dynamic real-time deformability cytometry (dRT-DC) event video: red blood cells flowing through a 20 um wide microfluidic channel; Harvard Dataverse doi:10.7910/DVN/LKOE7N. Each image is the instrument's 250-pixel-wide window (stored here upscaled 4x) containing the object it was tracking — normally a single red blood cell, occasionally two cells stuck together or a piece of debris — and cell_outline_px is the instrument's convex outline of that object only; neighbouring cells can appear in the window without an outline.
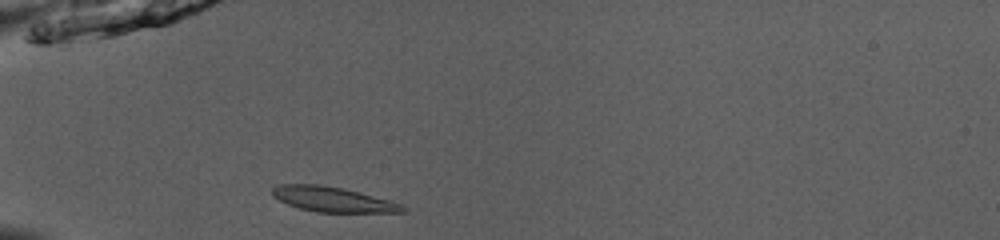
{"species": "common noctule bat (a hibernating species)", "species_latin": "Nyctalus noctula", "temperature_condition": "room temperature", "stored_images_in_passage": 35, "camera_frame_rate_fps": 3000, "um_per_image_px": 0.085, "animal": {"sex": "male", "body_mass_g": 13.0, "forearm_length_mm": 53.1}, "frame": {"image": 1, "passage_image": 1, "time_ms": 0.0, "image_size_px": [1000, 240], "cell_outline_px": [[404, 212], [316, 212], [300, 208], [288, 204], [272, 196], [272, 188], [280, 184], [320, 184], [344, 188], [388, 200], [400, 204], [404, 208]], "centroid_in_image_um": [28.23, 16.93], "position_along_channel_um": 56.8, "area_um2": 18.73}}
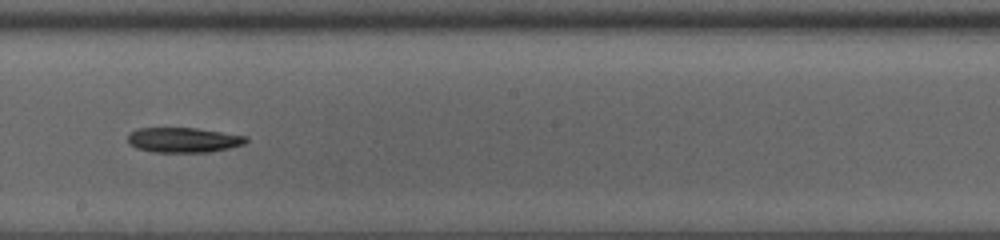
{"frame": {"image": 2, "passage_image": 15, "time_ms": 4.667, "image_size_px": [1000, 240], "cell_outline_px": [[248, 140], [244, 144], [228, 148], [208, 152], [152, 152], [136, 148], [128, 140], [128, 136], [132, 132], [140, 128], [196, 128], [248, 136]], "centroid_in_image_um": [15.63, 11.9], "position_along_channel_um": 232.6, "area_um2": 17.05}}
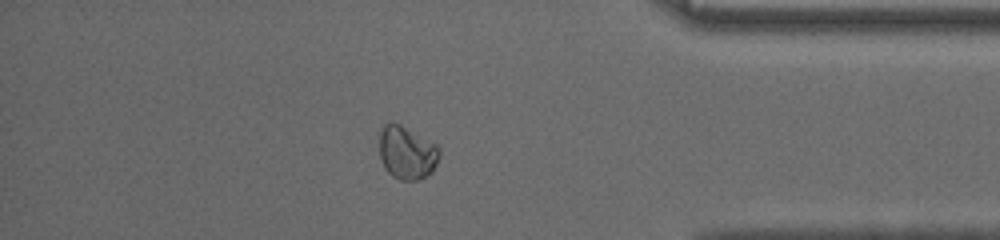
{"frame": {"image": 3, "passage_image": 29, "time_ms": 9.333, "image_size_px": [1000, 240], "cell_outline_px": [[440, 156], [432, 172], [416, 180], [400, 180], [392, 176], [384, 168], [380, 156], [380, 132], [384, 124], [400, 124], [436, 144], [440, 148]], "centroid_in_image_um": [34.59, 12.99], "position_along_channel_um": 400.6, "area_um2": 18.44}}